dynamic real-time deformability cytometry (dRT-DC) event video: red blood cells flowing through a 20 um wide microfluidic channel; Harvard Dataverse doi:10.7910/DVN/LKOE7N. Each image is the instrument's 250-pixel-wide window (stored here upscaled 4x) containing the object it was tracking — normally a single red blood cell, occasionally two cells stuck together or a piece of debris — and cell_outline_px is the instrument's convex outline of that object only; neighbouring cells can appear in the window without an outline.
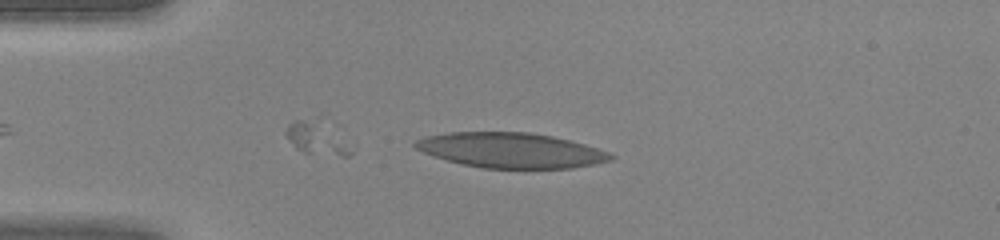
{"species": "human", "species_latin": "Homo sapiens", "temperature_condition": "warm", "stored_images_in_passage": 36, "camera_frame_rate_fps": 3000, "um_per_image_px": 0.085, "donor": {"sex": "female"}, "frame": {"image": 1, "passage_image": 4, "time_ms": 1.0, "image_size_px": [1000, 240], "cell_outline_px": [[616, 156], [612, 160], [596, 164], [572, 168], [480, 168], [460, 164], [432, 156], [416, 148], [412, 144], [416, 140], [428, 136], [448, 132], [528, 132], [552, 136], [584, 144], [608, 152]], "centroid_in_image_um": [43.42, 12.78], "position_along_channel_um": 41.6, "area_um2": 40.0}}
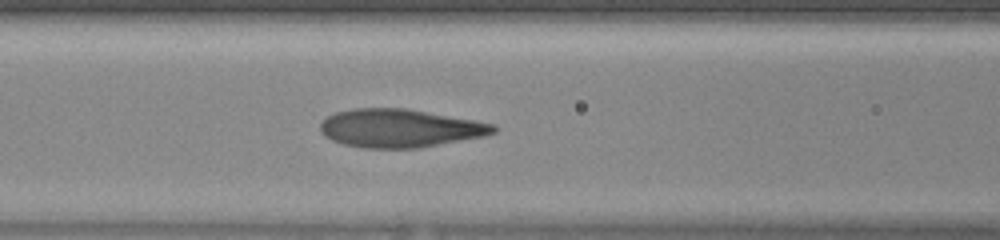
{"frame": {"image": 2, "passage_image": 12, "time_ms": 3.667, "image_size_px": [1000, 240], "cell_outline_px": [[500, 128], [496, 132], [484, 136], [420, 148], [364, 148], [344, 144], [332, 140], [324, 136], [320, 132], [320, 124], [328, 116], [336, 112], [356, 108], [408, 108], [496, 124]], "centroid_in_image_um": [34.02, 10.9], "position_along_channel_um": 132.6, "area_um2": 38.78}}
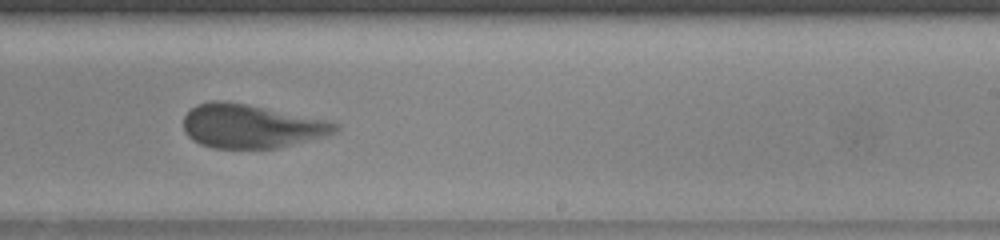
{"frame": {"image": 3, "passage_image": 21, "time_ms": 6.667, "image_size_px": [1000, 240], "cell_outline_px": [[340, 128], [336, 132], [328, 136], [276, 148], [212, 148], [200, 144], [192, 140], [184, 132], [184, 116], [196, 104], [212, 100], [228, 100], [332, 120], [340, 124]], "centroid_in_image_um": [21.4, 10.71], "position_along_channel_um": 267.6, "area_um2": 39.42}}